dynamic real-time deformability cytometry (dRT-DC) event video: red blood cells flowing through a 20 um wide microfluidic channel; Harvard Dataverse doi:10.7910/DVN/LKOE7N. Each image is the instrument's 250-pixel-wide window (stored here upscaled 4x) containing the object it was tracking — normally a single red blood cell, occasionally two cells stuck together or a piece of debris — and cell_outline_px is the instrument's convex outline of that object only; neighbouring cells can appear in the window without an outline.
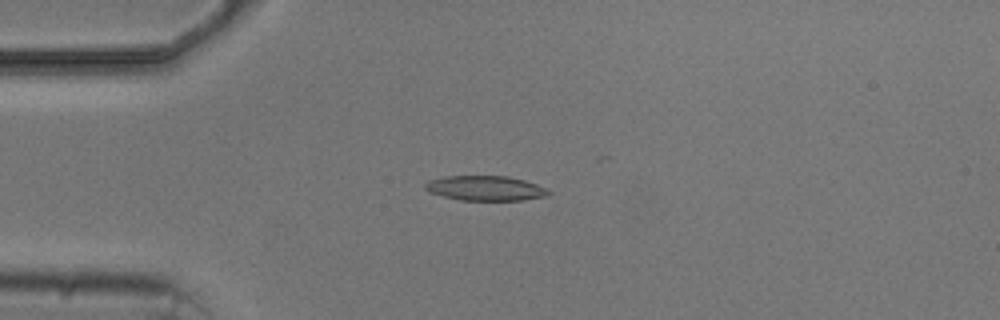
{"species": "common noctule bat (a hibernating species)", "species_latin": "Nyctalus noctula", "temperature_condition": "cold", "stored_images_in_passage": 3, "camera_frame_rate_fps": 3000, "um_per_image_px": 0.085, "animal": {"sex": "male", "body_mass_g": 20.5, "forearm_length_mm": 52.5}, "frame": {"image": 1, "passage_image": 1, "time_ms": 0.0, "image_size_px": [1000, 320], "cell_outline_px": [[552, 192], [548, 196], [524, 200], [460, 200], [444, 196], [432, 192], [424, 188], [424, 184], [428, 180], [444, 176], [508, 176], [524, 180], [548, 188]], "centroid_in_image_um": [41.31, 15.99], "position_along_channel_um": 43.7, "area_um2": 17.92}}
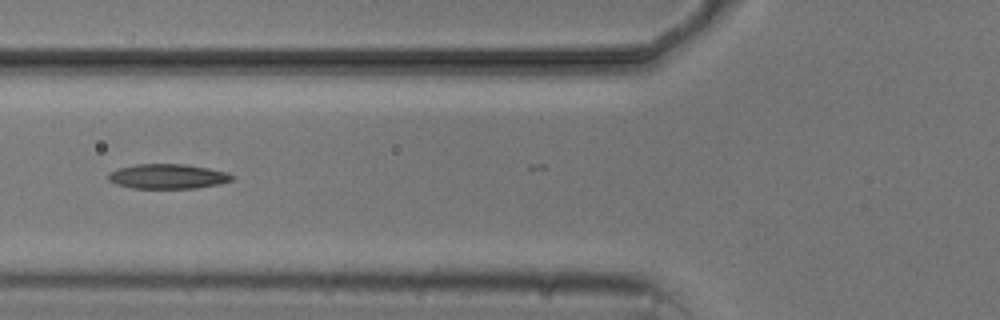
{"frame": {"image": 2, "passage_image": 3, "time_ms": 2.333, "image_size_px": [1000, 320], "cell_outline_px": [[236, 176], [232, 180], [220, 184], [196, 188], [132, 188], [116, 184], [108, 180], [108, 172], [116, 168], [136, 164], [184, 164], [208, 168], [228, 172]], "centroid_in_image_um": [14.25, 14.99], "position_along_channel_um": 111.5, "area_um2": 18.03}}